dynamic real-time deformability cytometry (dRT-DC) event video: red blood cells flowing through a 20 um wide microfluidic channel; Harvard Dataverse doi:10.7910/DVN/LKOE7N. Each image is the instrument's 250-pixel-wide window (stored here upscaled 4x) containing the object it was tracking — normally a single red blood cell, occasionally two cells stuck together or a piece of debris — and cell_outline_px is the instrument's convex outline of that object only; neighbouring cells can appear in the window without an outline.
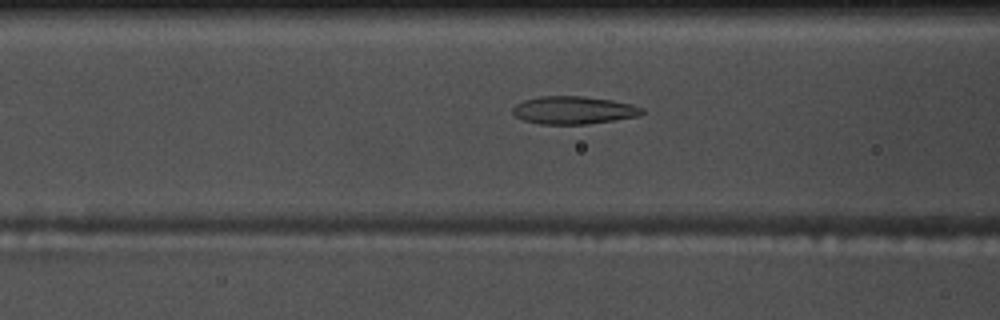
{"species": "common noctule bat (a hibernating species)", "species_latin": "Nyctalus noctula", "temperature_condition": "warm", "stored_images_in_passage": 42, "camera_frame_rate_fps": 3000, "um_per_image_px": 0.085, "animal": {"sex": "male", "body_mass_g": 17.5, "forearm_length_mm": 52.3}, "frame": {"image": 1, "passage_image": 9, "time_ms": 2.667, "image_size_px": [1000, 320], "cell_outline_px": [[644, 112], [640, 116], [588, 124], [540, 124], [524, 120], [516, 116], [512, 112], [512, 108], [516, 104], [524, 100], [540, 96], [584, 96], [612, 100], [632, 104], [644, 108]], "centroid_in_image_um": [48.78, 9.36], "position_along_channel_um": 117.8, "area_um2": 21.04}}
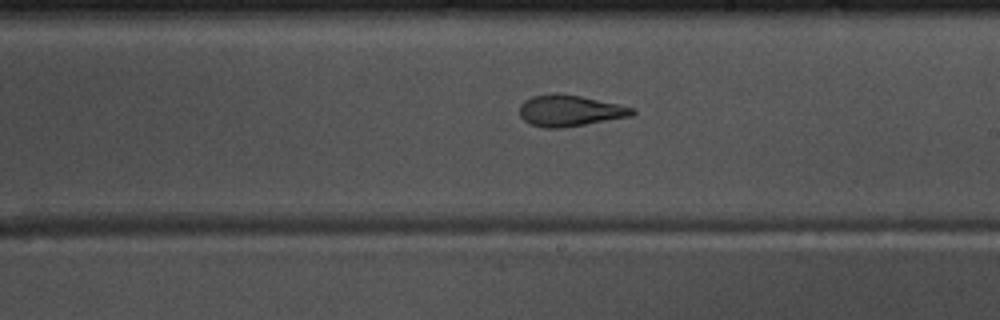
{"frame": {"image": 2, "passage_image": 19, "time_ms": 6.0, "image_size_px": [1000, 320], "cell_outline_px": [[636, 112], [632, 116], [564, 128], [544, 128], [528, 124], [520, 116], [520, 104], [524, 100], [532, 96], [556, 92], [580, 96], [620, 104], [632, 108]], "centroid_in_image_um": [48.41, 9.41], "position_along_channel_um": 240.6, "area_um2": 20.75}}
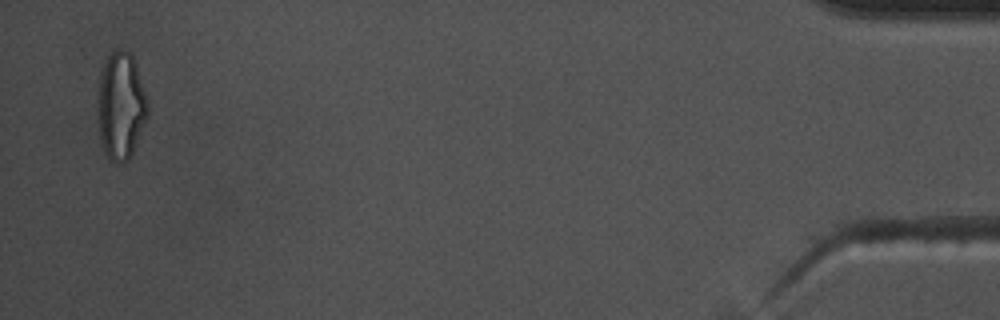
{"frame": {"image": 3, "passage_image": 41, "time_ms": 13.333, "image_size_px": [1000, 320], "cell_outline_px": [[148, 116], [132, 152], [128, 160], [120, 164], [116, 164], [108, 160], [104, 152], [100, 140], [96, 104], [100, 72], [108, 56], [116, 48], [120, 48], [128, 52], [132, 56], [144, 92], [148, 108]], "centroid_in_image_um": [10.22, 9.04], "position_along_channel_um": 425.0, "area_um2": 31.33}, "authors_computed_cell_mechanics": {"area_um2": 21.1259, "velocity_mm_per_s": 3.6916, "shape_relaxation_time_tau1_ms": null, "shape_relaxation_time_tau2_ms": 1.7487, "deformation_change_tau1": null, "deformation_change_tau2": 0.0978}}